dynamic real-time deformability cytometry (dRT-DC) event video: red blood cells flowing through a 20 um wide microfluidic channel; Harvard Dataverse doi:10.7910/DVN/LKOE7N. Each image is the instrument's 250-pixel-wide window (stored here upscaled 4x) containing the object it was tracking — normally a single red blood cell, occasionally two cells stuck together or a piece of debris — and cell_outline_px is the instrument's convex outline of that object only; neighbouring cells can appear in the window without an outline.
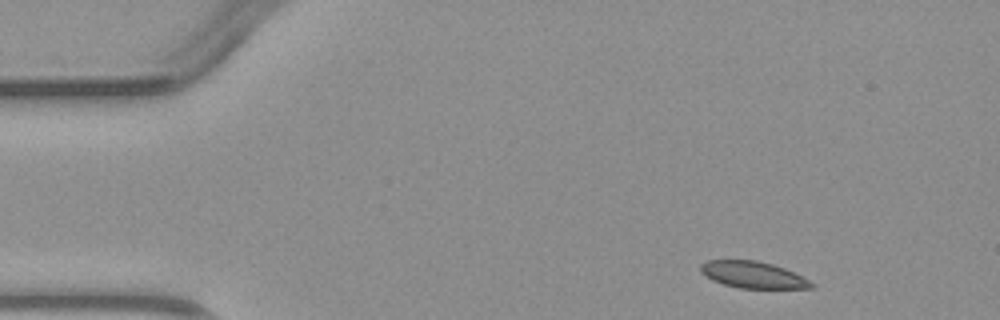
{"species": "common noctule bat (a hibernating species)", "species_latin": "Nyctalus noctula", "temperature_condition": "warm", "stored_images_in_passage": 2, "camera_frame_rate_fps": 3000, "um_per_image_px": 0.085, "animal": {"sex": "male", "body_mass_g": 23.1, "forearm_length_mm": 52.7}, "frame": {"image": 1, "passage_image": 1, "time_ms": 0.0, "image_size_px": [1000, 320], "cell_outline_px": [[816, 288], [740, 288], [724, 284], [712, 280], [700, 272], [700, 264], [708, 260], [756, 260], [772, 264], [784, 268], [816, 284]], "centroid_in_image_um": [63.99, 23.36], "position_along_channel_um": 21.0, "area_um2": 17.11}}